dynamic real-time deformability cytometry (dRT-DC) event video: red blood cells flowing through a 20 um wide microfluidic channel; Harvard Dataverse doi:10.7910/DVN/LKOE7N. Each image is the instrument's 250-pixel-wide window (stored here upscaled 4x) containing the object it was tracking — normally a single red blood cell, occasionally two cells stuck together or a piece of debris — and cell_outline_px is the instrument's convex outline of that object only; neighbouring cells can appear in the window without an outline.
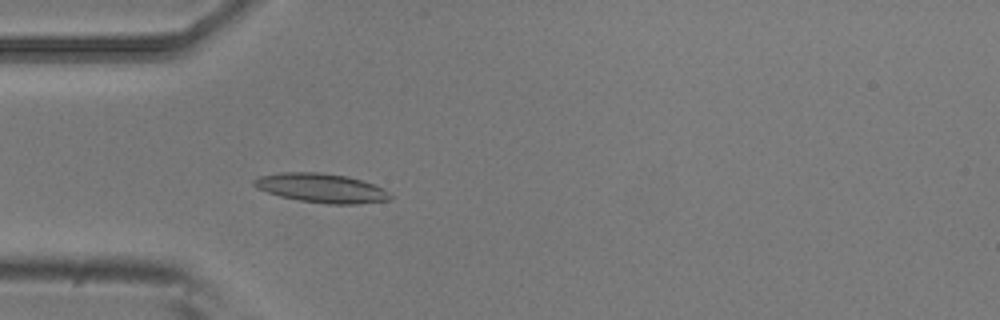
{"species": "common noctule bat (a hibernating species)", "species_latin": "Nyctalus noctula", "temperature_condition": "room temperature", "stored_images_in_passage": 4, "camera_frame_rate_fps": 3000, "um_per_image_px": 0.085, "animal": {"sex": "male", "body_mass_g": 20.5, "forearm_length_mm": 52.5}, "frame": {"image": 1, "passage_image": 4, "time_ms": 1.0, "image_size_px": [1000, 320], "cell_outline_px": [[396, 196], [392, 200], [356, 204], [328, 204], [300, 200], [280, 196], [256, 188], [252, 184], [252, 180], [260, 176], [280, 172], [320, 172], [348, 176], [376, 184], [384, 188]], "centroid_in_image_um": [27.39, 15.98], "position_along_channel_um": 57.6, "area_um2": 23.52}}